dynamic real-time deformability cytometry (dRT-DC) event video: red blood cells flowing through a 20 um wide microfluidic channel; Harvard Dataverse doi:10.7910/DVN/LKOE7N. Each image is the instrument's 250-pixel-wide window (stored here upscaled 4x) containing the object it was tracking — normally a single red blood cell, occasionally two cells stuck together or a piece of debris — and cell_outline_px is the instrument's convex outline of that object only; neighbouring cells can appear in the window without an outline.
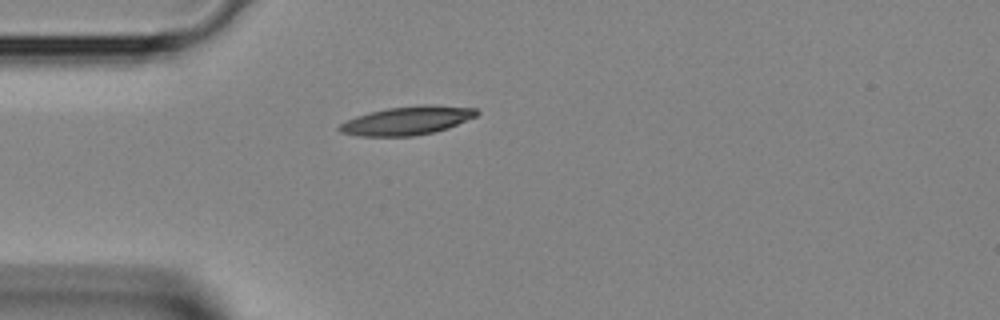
{"species": "Egyptian fruit bat (a non-hibernating species)", "species_latin": "Rousettus aegyptiacus", "temperature_condition": "room temperature", "stored_images_in_passage": 4, "camera_frame_rate_fps": 3000, "um_per_image_px": 0.085, "animal": {"sex": "female"}, "frame": {"image": 1, "passage_image": 4, "time_ms": 1.0, "image_size_px": [1000, 320], "cell_outline_px": [[480, 112], [476, 116], [448, 128], [436, 132], [412, 136], [360, 136], [340, 132], [336, 128], [340, 124], [356, 116], [368, 112], [388, 108], [424, 104], [432, 104], [476, 108]], "centroid_in_image_um": [34.62, 10.24], "position_along_channel_um": 50.4, "area_um2": 22.95}}